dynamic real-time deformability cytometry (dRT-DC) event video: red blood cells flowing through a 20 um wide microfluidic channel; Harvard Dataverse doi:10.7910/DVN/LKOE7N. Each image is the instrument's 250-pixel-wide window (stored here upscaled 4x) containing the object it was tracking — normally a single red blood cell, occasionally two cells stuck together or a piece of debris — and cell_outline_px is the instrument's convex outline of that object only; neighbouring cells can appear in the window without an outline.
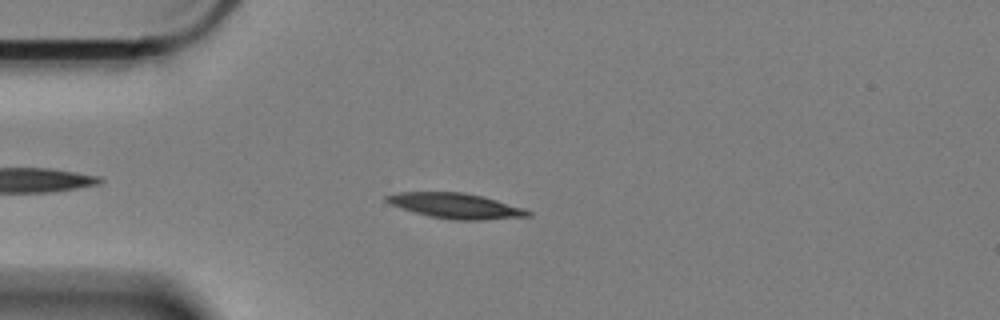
{"species": "Egyptian fruit bat (a non-hibernating species)", "species_latin": "Rousettus aegyptiacus", "temperature_condition": "cold", "stored_images_in_passage": 52, "camera_frame_rate_fps": 3000, "um_per_image_px": 0.085, "animal": {"sex": "female"}, "frame": {"image": 1, "passage_image": 7, "time_ms": 2.0, "image_size_px": [1000, 320], "cell_outline_px": [[532, 216], [484, 220], [452, 220], [428, 216], [400, 208], [388, 204], [384, 200], [384, 196], [400, 192], [460, 192], [480, 196], [496, 200], [524, 208], [532, 212]], "centroid_in_image_um": [38.71, 17.5], "position_along_channel_um": 46.3, "area_um2": 20.87}}
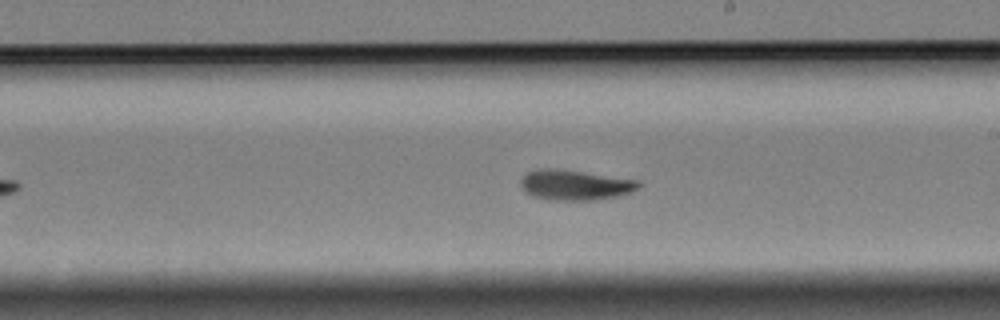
{"frame": {"image": 2, "passage_image": 26, "time_ms": 8.333, "image_size_px": [1000, 320], "cell_outline_px": [[640, 184], [632, 192], [616, 196], [596, 200], [548, 200], [532, 196], [524, 192], [520, 188], [520, 180], [528, 172], [548, 168], [580, 172], [640, 180]], "centroid_in_image_um": [48.84, 15.75], "position_along_channel_um": 240.2, "area_um2": 20.52}}
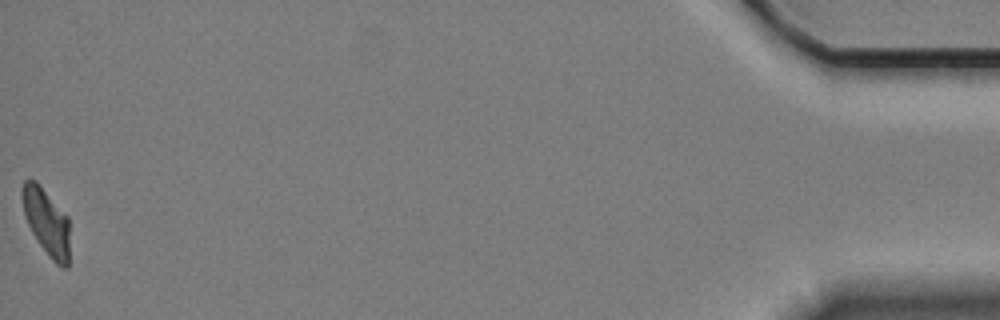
{"frame": {"image": 3, "passage_image": 52, "time_ms": 17.0, "image_size_px": [1000, 320], "cell_outline_px": [[68, 268], [64, 268], [56, 264], [48, 256], [32, 232], [24, 216], [20, 196], [20, 188], [24, 180], [28, 176], [36, 180], [68, 216]], "centroid_in_image_um": [3.9, 18.78], "position_along_channel_um": 431.3, "area_um2": 18.73}, "authors_computed_cell_mechanics": {"area_um2": 20.2589, "velocity_mm_per_s": 3.3019, "shape_relaxation_time_tau1_ms": 4.8912, "shape_relaxation_time_tau2_ms": null, "deformation_change_tau1": 0.168, "deformation_change_tau2": null}}